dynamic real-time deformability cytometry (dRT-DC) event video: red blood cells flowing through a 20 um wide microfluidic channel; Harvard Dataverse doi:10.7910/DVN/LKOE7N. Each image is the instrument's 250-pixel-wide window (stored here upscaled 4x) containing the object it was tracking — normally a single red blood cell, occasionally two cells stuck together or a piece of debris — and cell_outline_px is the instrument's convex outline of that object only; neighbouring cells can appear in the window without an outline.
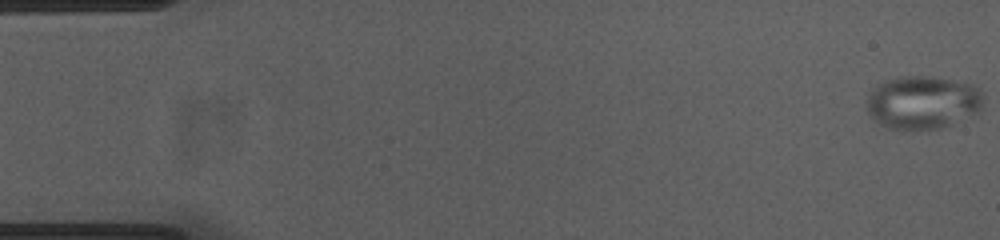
{"species": "common noctule bat (a hibernating species)", "species_latin": "Nyctalus noctula", "temperature_condition": "cold", "stored_images_in_passage": 54, "camera_frame_rate_fps": 3000, "um_per_image_px": 0.085, "animal": {"sex": "female", "body_mass_g": 23.0, "forearm_length_mm": 53.4}, "frame": {"image": 1, "passage_image": 1, "time_ms": 0.0, "image_size_px": [1000, 240], "cell_outline_px": [[984, 96], [980, 108], [976, 112], [952, 124], [940, 128], [912, 132], [904, 132], [888, 128], [880, 124], [868, 112], [868, 96], [872, 88], [896, 76], [928, 76], [952, 80], [972, 84], [980, 88]], "centroid_in_image_um": [78.42, 8.73], "position_along_channel_um": 6.6, "area_um2": 36.53}}
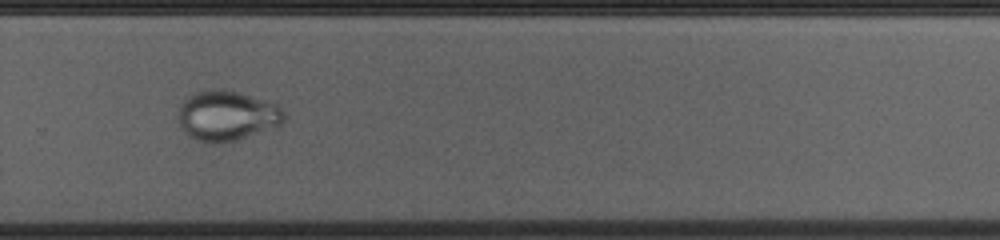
{"frame": {"image": 2, "passage_image": 37, "time_ms": 12.0, "image_size_px": [1000, 240], "cell_outline_px": [[284, 120], [280, 124], [236, 140], [212, 144], [196, 140], [184, 132], [180, 128], [180, 108], [184, 100], [192, 92], [212, 88], [224, 88], [276, 104], [284, 112]], "centroid_in_image_um": [19.24, 9.82], "position_along_channel_um": 310.6, "area_um2": 30.58}}
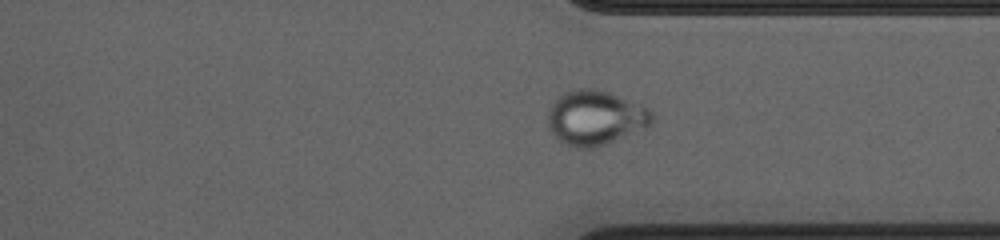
{"frame": {"image": 3, "passage_image": 41, "time_ms": 13.333, "image_size_px": [1000, 240], "cell_outline_px": [[656, 120], [652, 124], [644, 128], [596, 148], [572, 148], [560, 140], [548, 128], [548, 112], [552, 104], [564, 92], [576, 88], [596, 88], [608, 92], [640, 104], [648, 108], [652, 112]], "centroid_in_image_um": [50.62, 10.01], "position_along_channel_um": 360.8, "area_um2": 33.18}}